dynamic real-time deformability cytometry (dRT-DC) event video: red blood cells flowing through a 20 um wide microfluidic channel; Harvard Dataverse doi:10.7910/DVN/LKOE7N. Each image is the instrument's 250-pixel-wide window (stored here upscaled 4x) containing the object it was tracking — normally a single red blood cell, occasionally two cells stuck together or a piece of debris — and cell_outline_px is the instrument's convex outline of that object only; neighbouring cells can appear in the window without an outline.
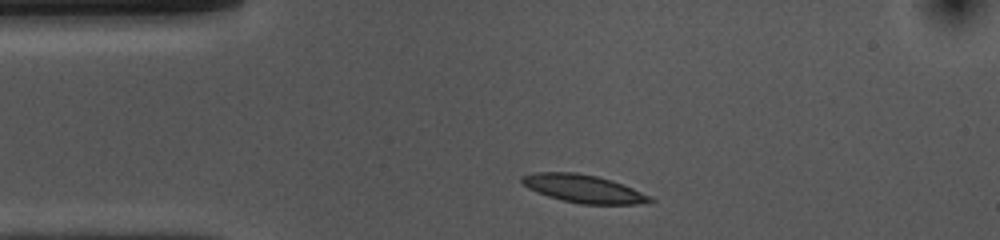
{"species": "common noctule bat (a hibernating species)", "species_latin": "Nyctalus noctula", "temperature_condition": "cold", "stored_images_in_passage": 32, "camera_frame_rate_fps": 3000, "um_per_image_px": 0.085, "animal": {"sex": "female", "body_mass_g": 10.0, "forearm_length_mm": 53.1}, "frame": {"image": 1, "passage_image": 1, "time_ms": 0.0, "image_size_px": [1000, 240], "cell_outline_px": [[656, 200], [636, 204], [580, 204], [548, 196], [536, 192], [528, 188], [520, 180], [520, 176], [536, 172], [576, 172], [596, 176], [612, 180], [652, 196]], "centroid_in_image_um": [49.58, 16.03], "position_along_channel_um": 35.4, "area_um2": 20.81}}
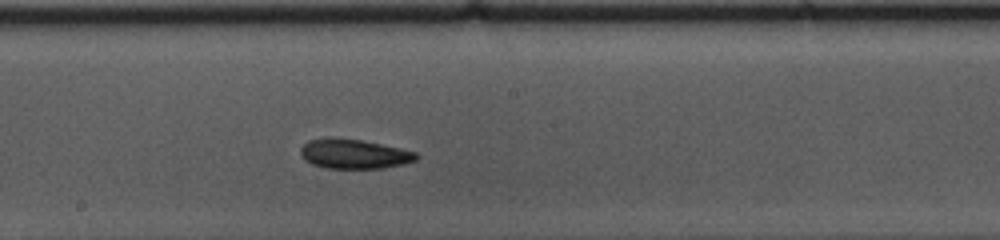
{"frame": {"image": 2, "passage_image": 18, "time_ms": 5.667, "image_size_px": [1000, 240], "cell_outline_px": [[420, 156], [416, 160], [404, 164], [384, 168], [324, 168], [312, 164], [304, 160], [300, 156], [300, 148], [308, 140], [360, 140], [400, 148], [416, 152]], "centroid_in_image_um": [30.13, 13.13], "position_along_channel_um": 218.1, "area_um2": 19.42}}
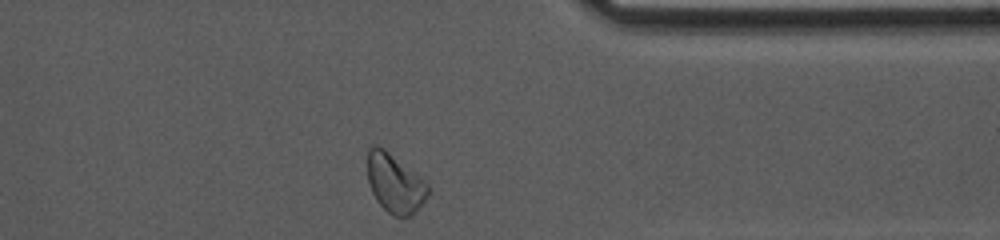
{"frame": {"image": 3, "passage_image": 32, "time_ms": 10.333, "image_size_px": [1000, 240], "cell_outline_px": [[432, 188], [428, 196], [416, 212], [412, 216], [392, 216], [376, 200], [368, 184], [368, 148], [372, 144], [376, 144], [384, 148], [428, 184]], "centroid_in_image_um": [33.57, 15.59], "position_along_channel_um": 377.8, "area_um2": 20.81}, "authors_computed_cell_mechanics": {"area_um2": 20.3745, "velocity_mm_per_s": 3.6723, "shape_relaxation_time_tau1_ms": 5.1422, "shape_relaxation_time_tau2_ms": 6.701, "deformation_change_tau1": 0.1349, "deformation_change_tau2": 0.1281}}